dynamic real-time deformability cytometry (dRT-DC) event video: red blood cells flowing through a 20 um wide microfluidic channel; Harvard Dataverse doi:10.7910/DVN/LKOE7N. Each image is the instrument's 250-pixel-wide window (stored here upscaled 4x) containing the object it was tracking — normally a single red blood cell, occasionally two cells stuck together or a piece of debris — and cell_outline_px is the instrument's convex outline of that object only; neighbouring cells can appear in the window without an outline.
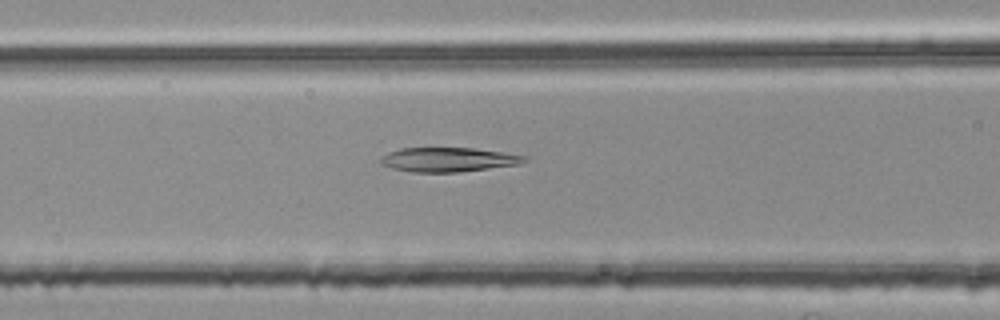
{"species": "common noctule bat (a hibernating species)", "species_latin": "Nyctalus noctula", "temperature_condition": "room temperature", "stored_images_in_passage": 54, "segment_of_instrument_passage": [2, 2], "camera_frame_rate_fps": 3000, "um_per_image_px": 0.085, "animal": {"sex": "female", "body_mass_g": 25.1}, "frame": {"image": 1, "passage_image": 22, "time_ms": 7.0, "image_size_px": [1000, 320], "cell_outline_px": [[528, 160], [520, 164], [456, 172], [412, 172], [392, 168], [380, 164], [380, 156], [388, 152], [400, 148], [472, 148], [528, 156]], "centroid_in_image_um": [38.06, 13.56], "position_along_channel_um": 128.5, "area_um2": 20.29}}
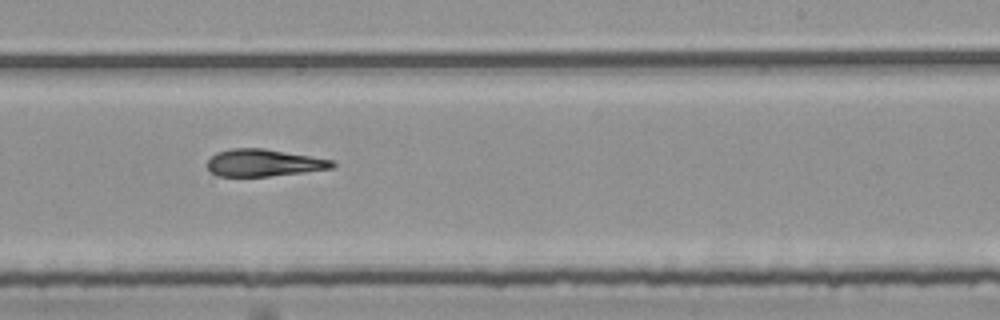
{"frame": {"image": 2, "passage_image": 33, "time_ms": 10.667, "image_size_px": [1000, 320], "cell_outline_px": [[336, 164], [332, 168], [304, 172], [268, 176], [216, 176], [208, 168], [208, 160], [216, 152], [232, 148], [264, 148], [332, 160]], "centroid_in_image_um": [22.39, 13.83], "position_along_channel_um": 266.6, "area_um2": 19.59}}
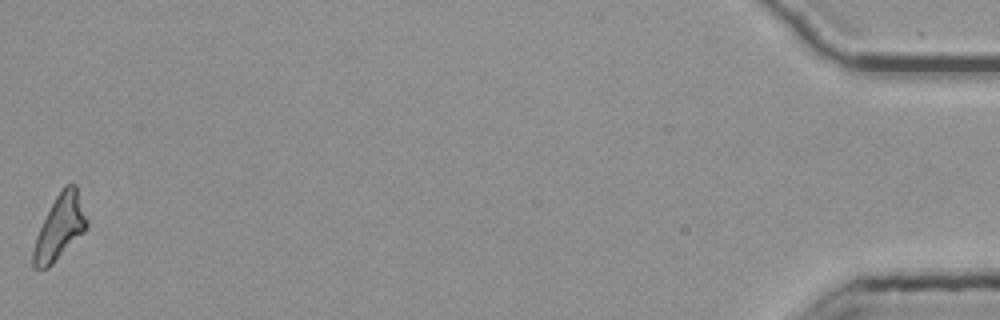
{"frame": {"image": 3, "passage_image": 54, "time_ms": 17.667, "image_size_px": [1000, 320], "cell_outline_px": [[88, 228], [48, 268], [32, 268], [32, 252], [36, 236], [56, 196], [64, 184], [76, 184], [88, 220]], "centroid_in_image_um": [5.09, 19.32], "position_along_channel_um": 430.1, "area_um2": 19.94}}